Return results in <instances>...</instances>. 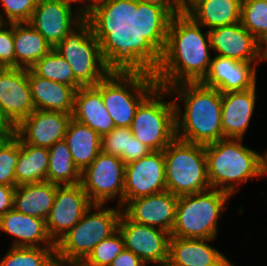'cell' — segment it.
<instances>
[{
  "label": "cell",
  "mask_w": 267,
  "mask_h": 266,
  "mask_svg": "<svg viewBox=\"0 0 267 266\" xmlns=\"http://www.w3.org/2000/svg\"><path fill=\"white\" fill-rule=\"evenodd\" d=\"M256 65L216 55L200 83L221 93L246 91L256 86Z\"/></svg>",
  "instance_id": "cell-20"
},
{
  "label": "cell",
  "mask_w": 267,
  "mask_h": 266,
  "mask_svg": "<svg viewBox=\"0 0 267 266\" xmlns=\"http://www.w3.org/2000/svg\"><path fill=\"white\" fill-rule=\"evenodd\" d=\"M49 165L46 181L57 185H76L80 183L81 172L75 166L69 147L64 140L49 148Z\"/></svg>",
  "instance_id": "cell-31"
},
{
  "label": "cell",
  "mask_w": 267,
  "mask_h": 266,
  "mask_svg": "<svg viewBox=\"0 0 267 266\" xmlns=\"http://www.w3.org/2000/svg\"><path fill=\"white\" fill-rule=\"evenodd\" d=\"M7 23L5 22V20L2 18V16L0 15V30L2 29V28H5V27H3V26H5Z\"/></svg>",
  "instance_id": "cell-50"
},
{
  "label": "cell",
  "mask_w": 267,
  "mask_h": 266,
  "mask_svg": "<svg viewBox=\"0 0 267 266\" xmlns=\"http://www.w3.org/2000/svg\"><path fill=\"white\" fill-rule=\"evenodd\" d=\"M157 86L149 63L135 49L95 85L115 127L126 128L137 107Z\"/></svg>",
  "instance_id": "cell-4"
},
{
  "label": "cell",
  "mask_w": 267,
  "mask_h": 266,
  "mask_svg": "<svg viewBox=\"0 0 267 266\" xmlns=\"http://www.w3.org/2000/svg\"><path fill=\"white\" fill-rule=\"evenodd\" d=\"M64 141L80 172L88 167L101 152V136L86 124L73 118L68 124Z\"/></svg>",
  "instance_id": "cell-28"
},
{
  "label": "cell",
  "mask_w": 267,
  "mask_h": 266,
  "mask_svg": "<svg viewBox=\"0 0 267 266\" xmlns=\"http://www.w3.org/2000/svg\"><path fill=\"white\" fill-rule=\"evenodd\" d=\"M0 109L14 126L35 110L27 69L0 68Z\"/></svg>",
  "instance_id": "cell-17"
},
{
  "label": "cell",
  "mask_w": 267,
  "mask_h": 266,
  "mask_svg": "<svg viewBox=\"0 0 267 266\" xmlns=\"http://www.w3.org/2000/svg\"><path fill=\"white\" fill-rule=\"evenodd\" d=\"M15 187L0 184V217L13 209Z\"/></svg>",
  "instance_id": "cell-43"
},
{
  "label": "cell",
  "mask_w": 267,
  "mask_h": 266,
  "mask_svg": "<svg viewBox=\"0 0 267 266\" xmlns=\"http://www.w3.org/2000/svg\"><path fill=\"white\" fill-rule=\"evenodd\" d=\"M208 180L211 188L231 196L238 184L261 176L260 155L243 146L242 139L223 138L205 145Z\"/></svg>",
  "instance_id": "cell-5"
},
{
  "label": "cell",
  "mask_w": 267,
  "mask_h": 266,
  "mask_svg": "<svg viewBox=\"0 0 267 266\" xmlns=\"http://www.w3.org/2000/svg\"><path fill=\"white\" fill-rule=\"evenodd\" d=\"M165 94L168 89L157 86L137 107L129 127L151 151H163L176 138L174 102H164Z\"/></svg>",
  "instance_id": "cell-9"
},
{
  "label": "cell",
  "mask_w": 267,
  "mask_h": 266,
  "mask_svg": "<svg viewBox=\"0 0 267 266\" xmlns=\"http://www.w3.org/2000/svg\"><path fill=\"white\" fill-rule=\"evenodd\" d=\"M126 164L117 156L100 152L94 161L81 172L80 184L93 204L119 198L124 207V180Z\"/></svg>",
  "instance_id": "cell-10"
},
{
  "label": "cell",
  "mask_w": 267,
  "mask_h": 266,
  "mask_svg": "<svg viewBox=\"0 0 267 266\" xmlns=\"http://www.w3.org/2000/svg\"><path fill=\"white\" fill-rule=\"evenodd\" d=\"M167 191L176 196L203 192L211 188L205 145L175 138L164 150Z\"/></svg>",
  "instance_id": "cell-8"
},
{
  "label": "cell",
  "mask_w": 267,
  "mask_h": 266,
  "mask_svg": "<svg viewBox=\"0 0 267 266\" xmlns=\"http://www.w3.org/2000/svg\"><path fill=\"white\" fill-rule=\"evenodd\" d=\"M57 184L45 181L15 187L13 208L46 220L54 204Z\"/></svg>",
  "instance_id": "cell-27"
},
{
  "label": "cell",
  "mask_w": 267,
  "mask_h": 266,
  "mask_svg": "<svg viewBox=\"0 0 267 266\" xmlns=\"http://www.w3.org/2000/svg\"><path fill=\"white\" fill-rule=\"evenodd\" d=\"M174 94L177 139L203 145L223 139L222 93L219 90L200 82H184L168 88V96ZM179 99L185 106L183 113L177 103Z\"/></svg>",
  "instance_id": "cell-3"
},
{
  "label": "cell",
  "mask_w": 267,
  "mask_h": 266,
  "mask_svg": "<svg viewBox=\"0 0 267 266\" xmlns=\"http://www.w3.org/2000/svg\"><path fill=\"white\" fill-rule=\"evenodd\" d=\"M178 196L169 191L130 200L122 209L133 222L171 233L175 223Z\"/></svg>",
  "instance_id": "cell-18"
},
{
  "label": "cell",
  "mask_w": 267,
  "mask_h": 266,
  "mask_svg": "<svg viewBox=\"0 0 267 266\" xmlns=\"http://www.w3.org/2000/svg\"><path fill=\"white\" fill-rule=\"evenodd\" d=\"M150 152L151 150L145 144L132 135L128 145V164L148 155Z\"/></svg>",
  "instance_id": "cell-42"
},
{
  "label": "cell",
  "mask_w": 267,
  "mask_h": 266,
  "mask_svg": "<svg viewBox=\"0 0 267 266\" xmlns=\"http://www.w3.org/2000/svg\"><path fill=\"white\" fill-rule=\"evenodd\" d=\"M260 160H261V176L267 174V151L263 154L260 155Z\"/></svg>",
  "instance_id": "cell-46"
},
{
  "label": "cell",
  "mask_w": 267,
  "mask_h": 266,
  "mask_svg": "<svg viewBox=\"0 0 267 266\" xmlns=\"http://www.w3.org/2000/svg\"><path fill=\"white\" fill-rule=\"evenodd\" d=\"M109 266H147V264L132 251L125 248Z\"/></svg>",
  "instance_id": "cell-41"
},
{
  "label": "cell",
  "mask_w": 267,
  "mask_h": 266,
  "mask_svg": "<svg viewBox=\"0 0 267 266\" xmlns=\"http://www.w3.org/2000/svg\"><path fill=\"white\" fill-rule=\"evenodd\" d=\"M72 7L59 0H38L28 23L54 48L85 18L79 11L73 15Z\"/></svg>",
  "instance_id": "cell-15"
},
{
  "label": "cell",
  "mask_w": 267,
  "mask_h": 266,
  "mask_svg": "<svg viewBox=\"0 0 267 266\" xmlns=\"http://www.w3.org/2000/svg\"><path fill=\"white\" fill-rule=\"evenodd\" d=\"M71 118L60 111L34 110L15 126V135L26 144L49 149L64 140Z\"/></svg>",
  "instance_id": "cell-16"
},
{
  "label": "cell",
  "mask_w": 267,
  "mask_h": 266,
  "mask_svg": "<svg viewBox=\"0 0 267 266\" xmlns=\"http://www.w3.org/2000/svg\"><path fill=\"white\" fill-rule=\"evenodd\" d=\"M15 67L30 69L53 48L29 23H13Z\"/></svg>",
  "instance_id": "cell-29"
},
{
  "label": "cell",
  "mask_w": 267,
  "mask_h": 266,
  "mask_svg": "<svg viewBox=\"0 0 267 266\" xmlns=\"http://www.w3.org/2000/svg\"><path fill=\"white\" fill-rule=\"evenodd\" d=\"M166 190L163 151H151L148 155L126 164L124 206L130 200Z\"/></svg>",
  "instance_id": "cell-14"
},
{
  "label": "cell",
  "mask_w": 267,
  "mask_h": 266,
  "mask_svg": "<svg viewBox=\"0 0 267 266\" xmlns=\"http://www.w3.org/2000/svg\"><path fill=\"white\" fill-rule=\"evenodd\" d=\"M15 126L10 122V120L3 114L0 109V135H14Z\"/></svg>",
  "instance_id": "cell-44"
},
{
  "label": "cell",
  "mask_w": 267,
  "mask_h": 266,
  "mask_svg": "<svg viewBox=\"0 0 267 266\" xmlns=\"http://www.w3.org/2000/svg\"><path fill=\"white\" fill-rule=\"evenodd\" d=\"M242 0H194L183 11L202 27L212 30L241 21Z\"/></svg>",
  "instance_id": "cell-26"
},
{
  "label": "cell",
  "mask_w": 267,
  "mask_h": 266,
  "mask_svg": "<svg viewBox=\"0 0 267 266\" xmlns=\"http://www.w3.org/2000/svg\"><path fill=\"white\" fill-rule=\"evenodd\" d=\"M0 230L15 237L12 247H55L44 219L25 215L14 208L0 217Z\"/></svg>",
  "instance_id": "cell-23"
},
{
  "label": "cell",
  "mask_w": 267,
  "mask_h": 266,
  "mask_svg": "<svg viewBox=\"0 0 267 266\" xmlns=\"http://www.w3.org/2000/svg\"><path fill=\"white\" fill-rule=\"evenodd\" d=\"M30 70L37 76L69 85L75 90L82 87L74 78L69 63L54 49L38 60Z\"/></svg>",
  "instance_id": "cell-32"
},
{
  "label": "cell",
  "mask_w": 267,
  "mask_h": 266,
  "mask_svg": "<svg viewBox=\"0 0 267 266\" xmlns=\"http://www.w3.org/2000/svg\"><path fill=\"white\" fill-rule=\"evenodd\" d=\"M127 0H89V17L100 16L112 19Z\"/></svg>",
  "instance_id": "cell-40"
},
{
  "label": "cell",
  "mask_w": 267,
  "mask_h": 266,
  "mask_svg": "<svg viewBox=\"0 0 267 266\" xmlns=\"http://www.w3.org/2000/svg\"><path fill=\"white\" fill-rule=\"evenodd\" d=\"M125 249L124 239L117 230L99 242L81 263L82 266H109L114 258Z\"/></svg>",
  "instance_id": "cell-35"
},
{
  "label": "cell",
  "mask_w": 267,
  "mask_h": 266,
  "mask_svg": "<svg viewBox=\"0 0 267 266\" xmlns=\"http://www.w3.org/2000/svg\"><path fill=\"white\" fill-rule=\"evenodd\" d=\"M230 194L210 188L203 192L179 196L172 237L215 239L218 218Z\"/></svg>",
  "instance_id": "cell-7"
},
{
  "label": "cell",
  "mask_w": 267,
  "mask_h": 266,
  "mask_svg": "<svg viewBox=\"0 0 267 266\" xmlns=\"http://www.w3.org/2000/svg\"><path fill=\"white\" fill-rule=\"evenodd\" d=\"M194 0H175L176 4L184 10L187 6H189Z\"/></svg>",
  "instance_id": "cell-48"
},
{
  "label": "cell",
  "mask_w": 267,
  "mask_h": 266,
  "mask_svg": "<svg viewBox=\"0 0 267 266\" xmlns=\"http://www.w3.org/2000/svg\"><path fill=\"white\" fill-rule=\"evenodd\" d=\"M181 11L175 0H127L112 21L135 45L157 23Z\"/></svg>",
  "instance_id": "cell-11"
},
{
  "label": "cell",
  "mask_w": 267,
  "mask_h": 266,
  "mask_svg": "<svg viewBox=\"0 0 267 266\" xmlns=\"http://www.w3.org/2000/svg\"><path fill=\"white\" fill-rule=\"evenodd\" d=\"M118 230L125 248L147 263L162 265L168 262L171 233L158 227H150L130 220L124 213L118 222Z\"/></svg>",
  "instance_id": "cell-12"
},
{
  "label": "cell",
  "mask_w": 267,
  "mask_h": 266,
  "mask_svg": "<svg viewBox=\"0 0 267 266\" xmlns=\"http://www.w3.org/2000/svg\"><path fill=\"white\" fill-rule=\"evenodd\" d=\"M59 1H62V2H66V3H68V4H70V5H72L73 3H78V2H85V0H59ZM88 1V3H87V5H85L84 7H81V6H77L76 7V9L81 13V14H83V16H85V17H89V0H87Z\"/></svg>",
  "instance_id": "cell-45"
},
{
  "label": "cell",
  "mask_w": 267,
  "mask_h": 266,
  "mask_svg": "<svg viewBox=\"0 0 267 266\" xmlns=\"http://www.w3.org/2000/svg\"><path fill=\"white\" fill-rule=\"evenodd\" d=\"M213 240L171 236L168 263L173 266H232L224 254L207 243Z\"/></svg>",
  "instance_id": "cell-21"
},
{
  "label": "cell",
  "mask_w": 267,
  "mask_h": 266,
  "mask_svg": "<svg viewBox=\"0 0 267 266\" xmlns=\"http://www.w3.org/2000/svg\"><path fill=\"white\" fill-rule=\"evenodd\" d=\"M82 86H95L133 50L134 44L112 19L85 17L54 48Z\"/></svg>",
  "instance_id": "cell-2"
},
{
  "label": "cell",
  "mask_w": 267,
  "mask_h": 266,
  "mask_svg": "<svg viewBox=\"0 0 267 266\" xmlns=\"http://www.w3.org/2000/svg\"><path fill=\"white\" fill-rule=\"evenodd\" d=\"M49 149L29 145L19 139V157L15 167L16 186L45 182Z\"/></svg>",
  "instance_id": "cell-30"
},
{
  "label": "cell",
  "mask_w": 267,
  "mask_h": 266,
  "mask_svg": "<svg viewBox=\"0 0 267 266\" xmlns=\"http://www.w3.org/2000/svg\"><path fill=\"white\" fill-rule=\"evenodd\" d=\"M81 184L57 185L54 204L45 220L49 237L56 244L92 206Z\"/></svg>",
  "instance_id": "cell-13"
},
{
  "label": "cell",
  "mask_w": 267,
  "mask_h": 266,
  "mask_svg": "<svg viewBox=\"0 0 267 266\" xmlns=\"http://www.w3.org/2000/svg\"><path fill=\"white\" fill-rule=\"evenodd\" d=\"M72 118L86 124L101 137L115 128L101 92L95 86H82L76 90Z\"/></svg>",
  "instance_id": "cell-25"
},
{
  "label": "cell",
  "mask_w": 267,
  "mask_h": 266,
  "mask_svg": "<svg viewBox=\"0 0 267 266\" xmlns=\"http://www.w3.org/2000/svg\"><path fill=\"white\" fill-rule=\"evenodd\" d=\"M68 266H82L81 264H68Z\"/></svg>",
  "instance_id": "cell-53"
},
{
  "label": "cell",
  "mask_w": 267,
  "mask_h": 266,
  "mask_svg": "<svg viewBox=\"0 0 267 266\" xmlns=\"http://www.w3.org/2000/svg\"><path fill=\"white\" fill-rule=\"evenodd\" d=\"M132 137L130 128L115 127L111 132L101 137V151L119 157L128 164V145Z\"/></svg>",
  "instance_id": "cell-37"
},
{
  "label": "cell",
  "mask_w": 267,
  "mask_h": 266,
  "mask_svg": "<svg viewBox=\"0 0 267 266\" xmlns=\"http://www.w3.org/2000/svg\"><path fill=\"white\" fill-rule=\"evenodd\" d=\"M210 45L217 56L242 62H261V43L241 22L208 30ZM258 59V60H257Z\"/></svg>",
  "instance_id": "cell-19"
},
{
  "label": "cell",
  "mask_w": 267,
  "mask_h": 266,
  "mask_svg": "<svg viewBox=\"0 0 267 266\" xmlns=\"http://www.w3.org/2000/svg\"><path fill=\"white\" fill-rule=\"evenodd\" d=\"M267 60V38L261 43V61Z\"/></svg>",
  "instance_id": "cell-47"
},
{
  "label": "cell",
  "mask_w": 267,
  "mask_h": 266,
  "mask_svg": "<svg viewBox=\"0 0 267 266\" xmlns=\"http://www.w3.org/2000/svg\"><path fill=\"white\" fill-rule=\"evenodd\" d=\"M93 209L97 210L93 212ZM122 213L120 206L116 210L92 204L81 220L55 244L56 260L66 265L81 264L99 242L118 230Z\"/></svg>",
  "instance_id": "cell-6"
},
{
  "label": "cell",
  "mask_w": 267,
  "mask_h": 266,
  "mask_svg": "<svg viewBox=\"0 0 267 266\" xmlns=\"http://www.w3.org/2000/svg\"><path fill=\"white\" fill-rule=\"evenodd\" d=\"M13 135H0V145L2 144V142L7 139L12 137Z\"/></svg>",
  "instance_id": "cell-49"
},
{
  "label": "cell",
  "mask_w": 267,
  "mask_h": 266,
  "mask_svg": "<svg viewBox=\"0 0 267 266\" xmlns=\"http://www.w3.org/2000/svg\"><path fill=\"white\" fill-rule=\"evenodd\" d=\"M184 11L157 23L134 49L149 63L157 85L200 82L211 63L208 31ZM205 34V35H204Z\"/></svg>",
  "instance_id": "cell-1"
},
{
  "label": "cell",
  "mask_w": 267,
  "mask_h": 266,
  "mask_svg": "<svg viewBox=\"0 0 267 266\" xmlns=\"http://www.w3.org/2000/svg\"><path fill=\"white\" fill-rule=\"evenodd\" d=\"M159 266H173V265H171L170 263L166 262V263H164L162 265H159Z\"/></svg>",
  "instance_id": "cell-52"
},
{
  "label": "cell",
  "mask_w": 267,
  "mask_h": 266,
  "mask_svg": "<svg viewBox=\"0 0 267 266\" xmlns=\"http://www.w3.org/2000/svg\"><path fill=\"white\" fill-rule=\"evenodd\" d=\"M240 22L262 43L267 38V0H242Z\"/></svg>",
  "instance_id": "cell-34"
},
{
  "label": "cell",
  "mask_w": 267,
  "mask_h": 266,
  "mask_svg": "<svg viewBox=\"0 0 267 266\" xmlns=\"http://www.w3.org/2000/svg\"><path fill=\"white\" fill-rule=\"evenodd\" d=\"M38 0H1L3 13L0 15L6 23H28ZM8 19V21H7Z\"/></svg>",
  "instance_id": "cell-38"
},
{
  "label": "cell",
  "mask_w": 267,
  "mask_h": 266,
  "mask_svg": "<svg viewBox=\"0 0 267 266\" xmlns=\"http://www.w3.org/2000/svg\"><path fill=\"white\" fill-rule=\"evenodd\" d=\"M55 247H10L0 266H55Z\"/></svg>",
  "instance_id": "cell-33"
},
{
  "label": "cell",
  "mask_w": 267,
  "mask_h": 266,
  "mask_svg": "<svg viewBox=\"0 0 267 266\" xmlns=\"http://www.w3.org/2000/svg\"><path fill=\"white\" fill-rule=\"evenodd\" d=\"M5 27L8 29L0 30V68L15 67L13 23H7Z\"/></svg>",
  "instance_id": "cell-39"
},
{
  "label": "cell",
  "mask_w": 267,
  "mask_h": 266,
  "mask_svg": "<svg viewBox=\"0 0 267 266\" xmlns=\"http://www.w3.org/2000/svg\"><path fill=\"white\" fill-rule=\"evenodd\" d=\"M19 157V138L14 134L0 145V184L16 187L15 167Z\"/></svg>",
  "instance_id": "cell-36"
},
{
  "label": "cell",
  "mask_w": 267,
  "mask_h": 266,
  "mask_svg": "<svg viewBox=\"0 0 267 266\" xmlns=\"http://www.w3.org/2000/svg\"><path fill=\"white\" fill-rule=\"evenodd\" d=\"M27 76L35 110L73 113L76 92L73 87L37 76L30 69Z\"/></svg>",
  "instance_id": "cell-24"
},
{
  "label": "cell",
  "mask_w": 267,
  "mask_h": 266,
  "mask_svg": "<svg viewBox=\"0 0 267 266\" xmlns=\"http://www.w3.org/2000/svg\"><path fill=\"white\" fill-rule=\"evenodd\" d=\"M66 264H63V263H61V262H58L57 261V263L55 264V266H65Z\"/></svg>",
  "instance_id": "cell-51"
},
{
  "label": "cell",
  "mask_w": 267,
  "mask_h": 266,
  "mask_svg": "<svg viewBox=\"0 0 267 266\" xmlns=\"http://www.w3.org/2000/svg\"><path fill=\"white\" fill-rule=\"evenodd\" d=\"M256 86L246 91L222 93L223 138L243 139L256 102Z\"/></svg>",
  "instance_id": "cell-22"
}]
</instances>
